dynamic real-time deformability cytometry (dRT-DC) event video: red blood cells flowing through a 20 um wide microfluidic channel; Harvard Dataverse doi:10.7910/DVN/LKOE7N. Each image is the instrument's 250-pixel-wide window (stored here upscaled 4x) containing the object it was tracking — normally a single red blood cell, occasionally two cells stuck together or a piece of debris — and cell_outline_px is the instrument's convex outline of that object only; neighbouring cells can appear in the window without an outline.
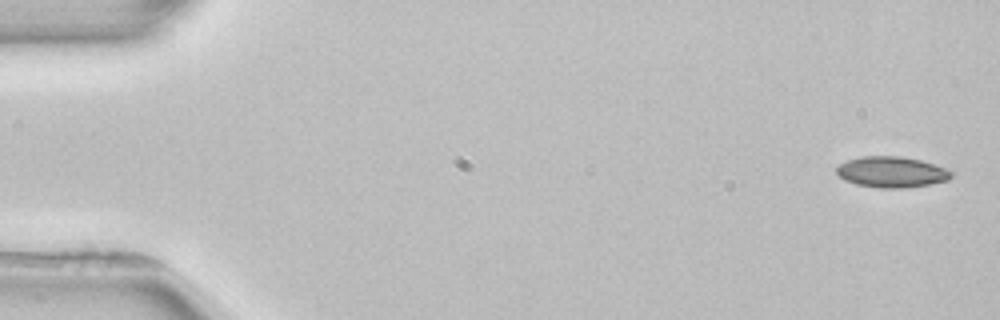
{"species": "common noctule bat (a hibernating species)", "species_latin": "Nyctalus noctula", "temperature_condition": "room temperature", "stored_images_in_passage": 4, "camera_frame_rate_fps": 3000, "um_per_image_px": 0.085, "animal": {"sex": "female", "body_mass_g": 22.7, "forearm_length_mm": 54.2}, "frame": {"image": 1, "passage_image": 1, "time_ms": 0.0, "image_size_px": [1000, 320], "cell_outline_px": [[952, 176], [948, 180], [928, 184], [904, 188], [880, 188], [856, 184], [844, 180], [836, 172], [836, 168], [840, 164], [848, 160], [860, 156], [900, 156], [920, 160], [944, 168], [952, 172]], "centroid_in_image_um": [75.75, 14.62], "position_along_channel_um": 9.2, "area_um2": 20.46}}
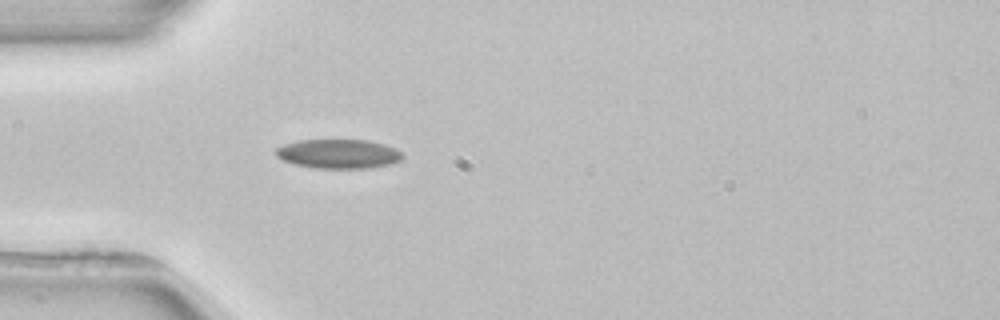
{"frame": {"image": 2, "passage_image": 4, "time_ms": 4.667, "image_size_px": [1000, 320], "cell_outline_px": [[404, 156], [400, 160], [392, 164], [368, 168], [316, 168], [296, 164], [284, 160], [276, 156], [276, 148], [284, 144], [300, 140], [368, 140], [384, 144], [396, 148]], "centroid_in_image_um": [28.8, 13.07], "position_along_channel_um": 56.2, "area_um2": 21.5}}